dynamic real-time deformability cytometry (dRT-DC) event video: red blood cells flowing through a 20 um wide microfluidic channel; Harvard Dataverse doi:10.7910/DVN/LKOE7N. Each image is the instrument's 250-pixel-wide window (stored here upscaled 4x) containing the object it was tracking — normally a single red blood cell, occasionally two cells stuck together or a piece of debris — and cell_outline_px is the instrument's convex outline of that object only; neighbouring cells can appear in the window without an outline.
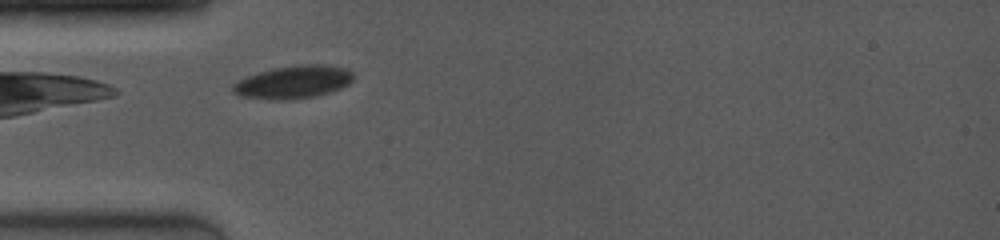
{"species": "common noctule bat (a hibernating species)", "species_latin": "Nyctalus noctula", "temperature_condition": "room temperature", "stored_images_in_passage": 33, "camera_frame_rate_fps": 4000, "um_per_image_px": 0.085, "animal": {"sex": "female", "body_mass_g": 19.0, "forearm_length_mm": 53.3}, "frame": {"image": 1, "passage_image": 2, "time_ms": 0.5, "image_size_px": [1000, 240], "cell_outline_px": [[352, 80], [348, 84], [340, 88], [316, 96], [288, 100], [272, 100], [240, 96], [232, 88], [232, 84], [248, 76], [260, 72], [276, 68], [304, 64], [324, 64], [344, 68], [352, 72]], "centroid_in_image_um": [24.94, 6.98], "position_along_channel_um": 60.1, "area_um2": 22.72}}
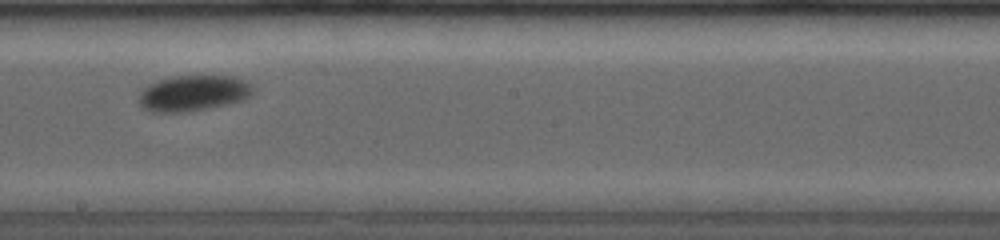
{"frame": {"image": 2, "passage_image": 16, "time_ms": 5.0, "image_size_px": [1000, 240], "cell_outline_px": [[252, 92], [244, 100], [228, 104], [180, 112], [152, 112], [144, 108], [140, 104], [140, 92], [144, 88], [160, 80], [176, 76], [228, 76], [248, 80], [252, 84]], "centroid_in_image_um": [16.46, 7.91], "position_along_channel_um": 231.7, "area_um2": 23.35}}
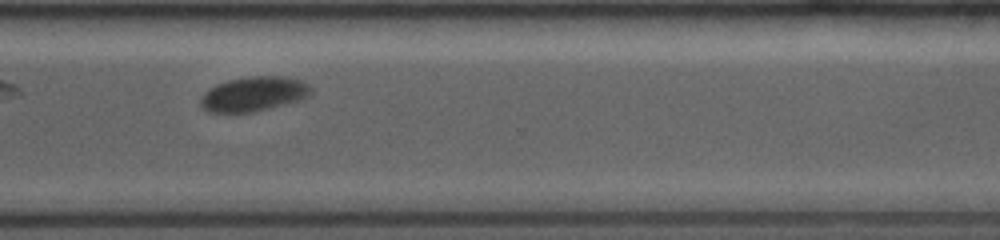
{"frame": {"image": 3, "passage_image": 25, "time_ms": 8.0, "image_size_px": [1000, 240], "cell_outline_px": [[312, 92], [308, 96], [300, 100], [256, 112], [208, 112], [200, 108], [200, 100], [204, 92], [216, 84], [228, 80], [252, 76], [284, 76], [300, 80], [308, 84], [312, 88]], "centroid_in_image_um": [21.56, 7.99], "position_along_channel_um": 349.0, "area_um2": 22.43}, "authors_computed_cell_mechanics": {"area_um2": 22.4264, "velocity_mm_per_s": 3.8863, "shape_relaxation_time_tau1_ms": 4.0115, "shape_relaxation_time_tau2_ms": null, "deformation_change_tau1": 0.0656, "deformation_change_tau2": null}}